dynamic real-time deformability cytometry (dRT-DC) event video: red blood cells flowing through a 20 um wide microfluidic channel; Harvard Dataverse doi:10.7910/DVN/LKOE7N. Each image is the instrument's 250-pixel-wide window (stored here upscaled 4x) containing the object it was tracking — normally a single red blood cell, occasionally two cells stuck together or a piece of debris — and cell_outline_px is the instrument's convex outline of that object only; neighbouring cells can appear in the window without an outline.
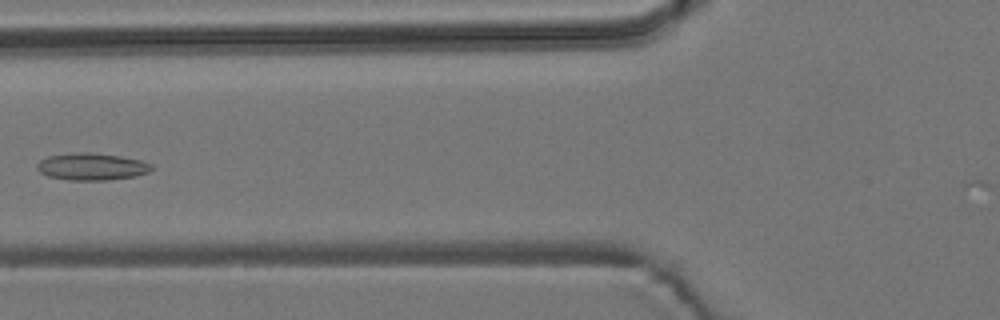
{"species": "common noctule bat (a hibernating species)", "species_latin": "Nyctalus noctula", "temperature_condition": "room temperature", "stored_images_in_passage": 7, "camera_frame_rate_fps": 3000, "um_per_image_px": 0.085, "animal": {"sex": "male", "body_mass_g": 19.2, "forearm_length_mm": 51.8}, "frame": {"image": 1, "passage_image": 7, "time_ms": 7.0, "image_size_px": [1000, 320], "cell_outline_px": [[156, 168], [148, 172], [136, 176], [108, 180], [68, 180], [48, 176], [40, 172], [36, 168], [36, 164], [40, 160], [48, 156], [72, 152], [88, 152], [120, 156], [140, 160], [152, 164]], "centroid_in_image_um": [7.8, 14.16], "position_along_channel_um": 118.0, "area_um2": 18.26}}